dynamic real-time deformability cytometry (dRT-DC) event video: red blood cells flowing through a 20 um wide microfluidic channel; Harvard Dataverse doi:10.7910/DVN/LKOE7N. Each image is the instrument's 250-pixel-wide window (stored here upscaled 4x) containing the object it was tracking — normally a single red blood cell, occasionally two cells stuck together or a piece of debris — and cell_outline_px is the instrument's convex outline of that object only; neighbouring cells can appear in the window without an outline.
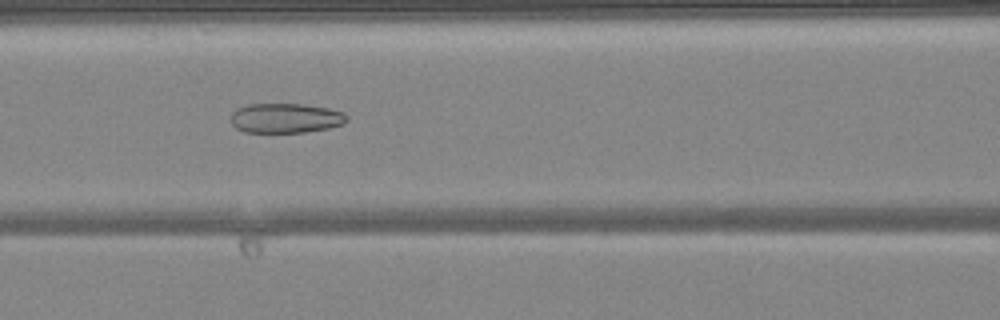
{"species": "common noctule bat (a hibernating species)", "species_latin": "Nyctalus noctula", "temperature_condition": "warm", "stored_images_in_passage": 37, "camera_frame_rate_fps": 3000, "um_per_image_px": 0.085, "animal": {"sex": "female", "body_mass_g": 24.6, "forearm_length_mm": 56.2}, "frame": {"image": 1, "passage_image": 9, "time_ms": 2.667, "image_size_px": [1000, 320], "cell_outline_px": [[348, 120], [344, 124], [328, 128], [304, 132], [244, 132], [236, 128], [232, 124], [232, 112], [236, 108], [248, 104], [304, 104], [328, 108], [344, 112], [348, 116]], "centroid_in_image_um": [24.3, 10.03], "position_along_channel_um": 142.3, "area_um2": 20.17}}
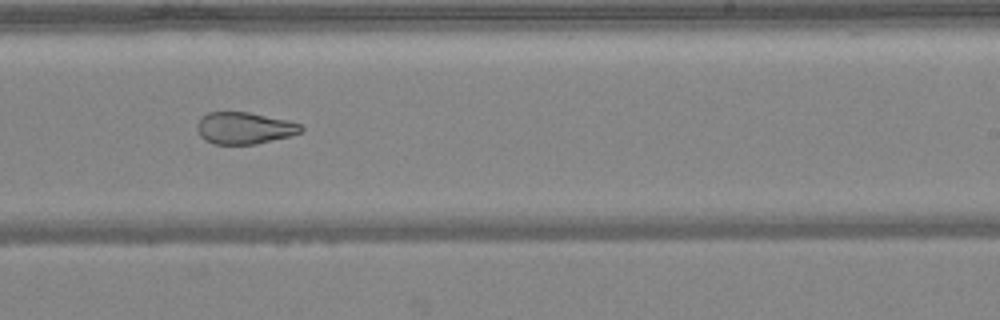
{"frame": {"image": 2, "passage_image": 18, "time_ms": 5.667, "image_size_px": [1000, 320], "cell_outline_px": [[304, 128], [300, 132], [292, 136], [256, 144], [212, 144], [204, 140], [200, 136], [196, 128], [196, 124], [208, 112], [248, 112], [288, 120], [300, 124]], "centroid_in_image_um": [20.77, 10.9], "position_along_channel_um": 268.2, "area_um2": 19.36}}
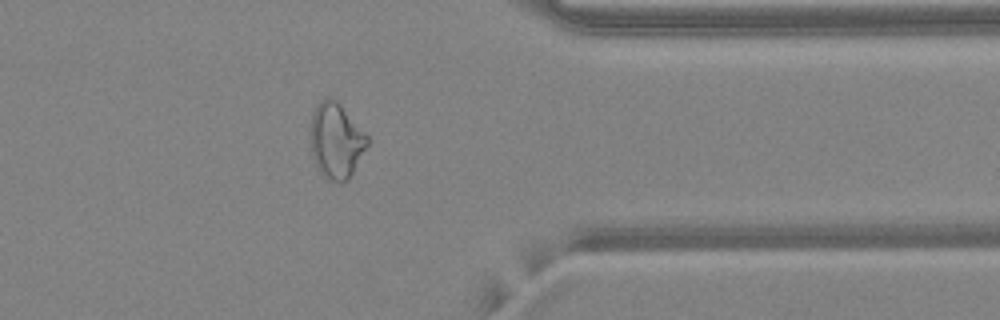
{"frame": {"image": 3, "passage_image": 27, "time_ms": 8.667, "image_size_px": [1000, 320], "cell_outline_px": [[368, 144], [348, 180], [340, 184], [328, 180], [320, 172], [312, 156], [312, 112], [316, 104], [324, 96], [328, 96], [336, 100], [340, 104], [368, 136]], "centroid_in_image_um": [28.57, 11.95], "position_along_channel_um": 382.8, "area_um2": 24.8}, "authors_computed_cell_mechanics": {"area_um2": 22.8888, "velocity_mm_per_s": 4.2126, "shape_relaxation_time_tau1_ms": null, "shape_relaxation_time_tau2_ms": 1.8455, "deformation_change_tau1": null, "deformation_change_tau2": 0.0906}}